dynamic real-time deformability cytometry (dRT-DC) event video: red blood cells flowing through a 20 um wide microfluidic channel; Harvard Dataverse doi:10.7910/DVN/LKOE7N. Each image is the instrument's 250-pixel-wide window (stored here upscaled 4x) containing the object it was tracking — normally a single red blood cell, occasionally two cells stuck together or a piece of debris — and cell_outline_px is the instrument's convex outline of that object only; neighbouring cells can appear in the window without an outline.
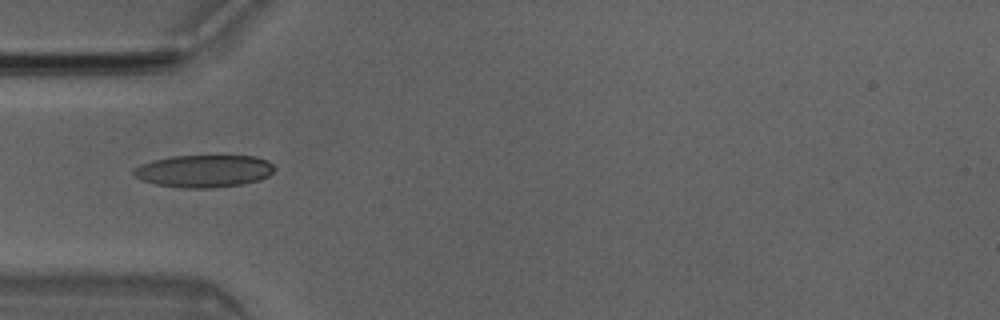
{"species": "Egyptian fruit bat (a non-hibernating species)", "species_latin": "Rousettus aegyptiacus", "temperature_condition": "room temperature", "stored_images_in_passage": 6, "camera_frame_rate_fps": 3000, "um_per_image_px": 0.085, "animal": {"sex": "male"}, "frame": {"image": 1, "passage_image": 5, "time_ms": 1.333, "image_size_px": [1000, 320], "cell_outline_px": [[276, 168], [268, 176], [260, 180], [244, 184], [212, 188], [184, 188], [156, 184], [132, 176], [132, 168], [140, 164], [152, 160], [172, 156], [256, 156], [268, 160]], "centroid_in_image_um": [17.33, 14.54], "position_along_channel_um": 67.7, "area_um2": 26.82}}